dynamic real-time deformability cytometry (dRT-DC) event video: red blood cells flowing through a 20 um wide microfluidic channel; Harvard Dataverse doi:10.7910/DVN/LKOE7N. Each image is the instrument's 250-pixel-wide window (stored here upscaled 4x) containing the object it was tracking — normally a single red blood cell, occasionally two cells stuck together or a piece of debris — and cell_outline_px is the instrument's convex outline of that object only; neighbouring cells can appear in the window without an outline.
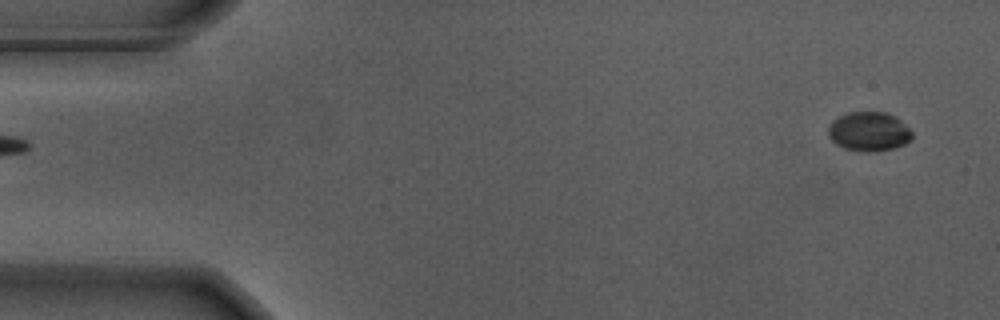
{"species": "Egyptian fruit bat (a non-hibernating species)", "species_latin": "Rousettus aegyptiacus", "temperature_condition": "warm", "stored_images_in_passage": 54, "camera_frame_rate_fps": 3000, "um_per_image_px": 0.085, "animal": {"sex": "male"}, "frame": {"image": 1, "passage_image": 1, "time_ms": 0.0, "image_size_px": [1000, 320], "cell_outline_px": [[912, 140], [896, 148], [868, 152], [860, 152], [844, 148], [836, 144], [828, 136], [828, 124], [832, 120], [848, 112], [888, 112], [896, 116], [912, 132]], "centroid_in_image_um": [73.85, 11.18], "position_along_channel_um": 11.2, "area_um2": 19.42}}
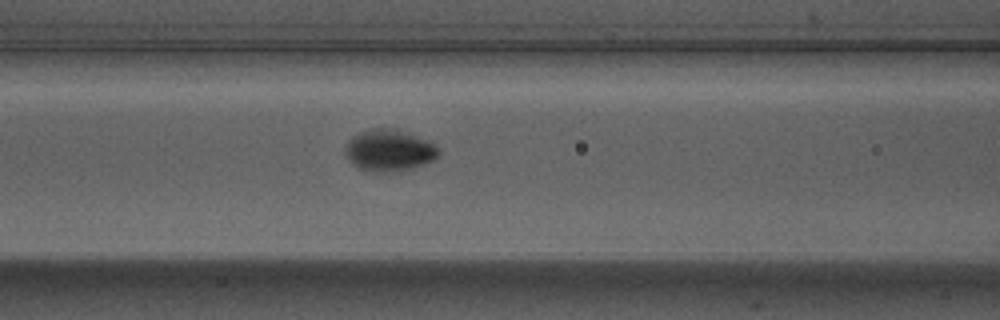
{"frame": {"image": 2, "passage_image": 21, "time_ms": 6.667, "image_size_px": [1000, 320], "cell_outline_px": [[440, 152], [432, 160], [412, 168], [388, 172], [376, 172], [360, 168], [352, 164], [344, 152], [344, 148], [348, 140], [352, 136], [360, 132], [372, 128], [396, 128], [424, 140], [432, 144]], "centroid_in_image_um": [33.0, 12.77], "position_along_channel_um": 133.6, "area_um2": 22.25}}
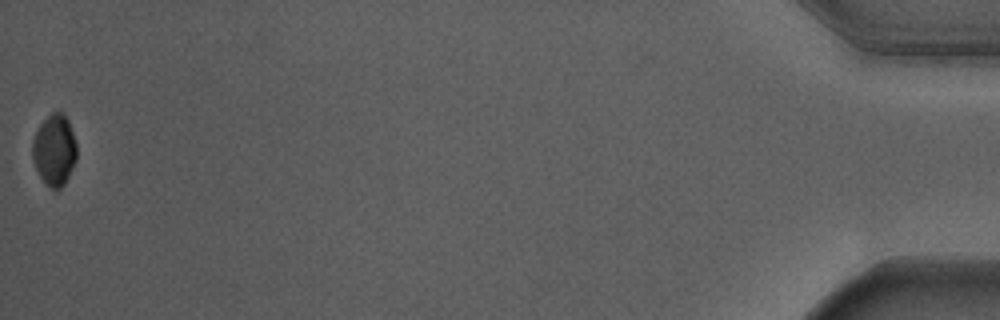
{"frame": {"image": 3, "passage_image": 54, "time_ms": 17.667, "image_size_px": [1000, 320], "cell_outline_px": [[76, 160], [64, 184], [60, 188], [52, 188], [40, 176], [36, 168], [32, 156], [32, 140], [40, 124], [52, 112], [60, 112], [68, 120], [76, 144]], "centroid_in_image_um": [4.62, 12.74], "position_along_channel_um": 430.6, "area_um2": 17.92}, "authors_computed_cell_mechanics": {"area_um2": 20.0566, "velocity_mm_per_s": 3.6581, "shape_relaxation_time_tau1_ms": 2.0819, "shape_relaxation_time_tau2_ms": null, "deformation_change_tau1": 0.1511, "deformation_change_tau2": null}}